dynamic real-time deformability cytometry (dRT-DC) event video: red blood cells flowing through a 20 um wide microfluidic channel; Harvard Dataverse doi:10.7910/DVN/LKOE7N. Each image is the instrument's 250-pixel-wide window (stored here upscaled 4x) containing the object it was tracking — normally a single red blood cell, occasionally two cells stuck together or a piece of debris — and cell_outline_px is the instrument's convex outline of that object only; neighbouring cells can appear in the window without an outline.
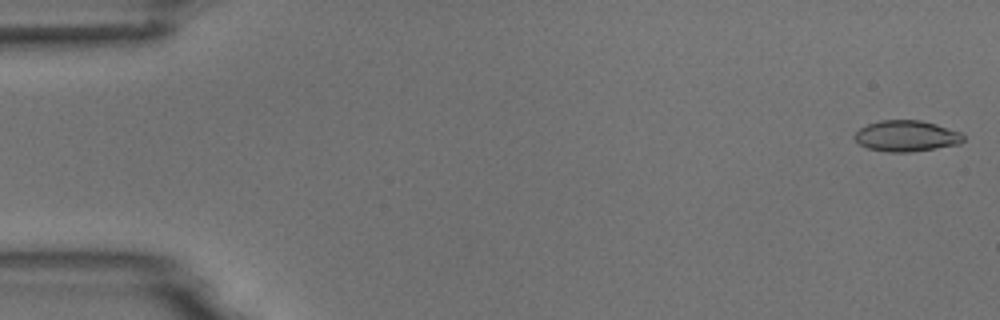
{"species": "common noctule bat (a hibernating species)", "species_latin": "Nyctalus noctula", "temperature_condition": "room temperature", "stored_images_in_passage": 6, "camera_frame_rate_fps": 3000, "um_per_image_px": 0.085, "animal": {"sex": "male", "body_mass_g": 18.8}, "frame": {"image": 1, "passage_image": 1, "time_ms": 0.0, "image_size_px": [1000, 320], "cell_outline_px": [[964, 140], [960, 144], [912, 152], [888, 152], [868, 148], [860, 144], [852, 136], [860, 128], [868, 124], [880, 120], [920, 120], [936, 124], [960, 132], [964, 136]], "centroid_in_image_um": [77.04, 11.56], "position_along_channel_um": 8.0, "area_um2": 19.65}}
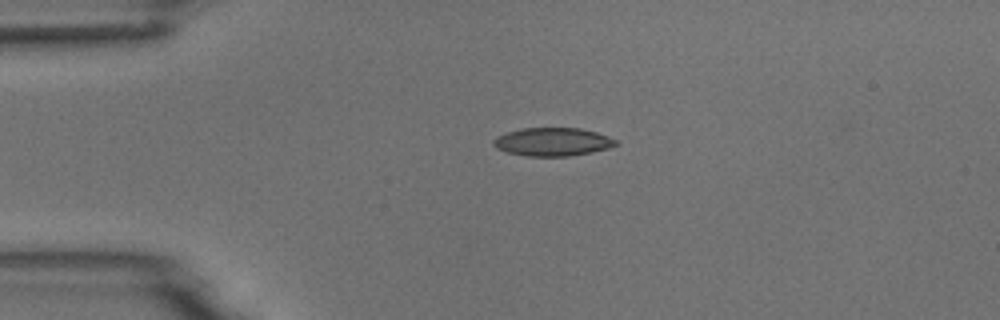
{"frame": {"image": 2, "passage_image": 4, "time_ms": 3.667, "image_size_px": [1000, 320], "cell_outline_px": [[620, 144], [608, 148], [592, 152], [568, 156], [528, 156], [508, 152], [496, 148], [492, 144], [492, 140], [496, 136], [520, 128], [580, 128], [596, 132], [608, 136], [616, 140]], "centroid_in_image_um": [46.97, 12.05], "position_along_channel_um": 38.0, "area_um2": 20.17}}